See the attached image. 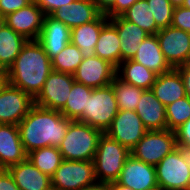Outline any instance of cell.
Wrapping results in <instances>:
<instances>
[{
  "instance_id": "6da1fadb",
  "label": "cell",
  "mask_w": 190,
  "mask_h": 190,
  "mask_svg": "<svg viewBox=\"0 0 190 190\" xmlns=\"http://www.w3.org/2000/svg\"><path fill=\"white\" fill-rule=\"evenodd\" d=\"M71 121L58 110L34 104L18 124L25 152L48 146L59 148Z\"/></svg>"
},
{
  "instance_id": "7a4b0ae2",
  "label": "cell",
  "mask_w": 190,
  "mask_h": 190,
  "mask_svg": "<svg viewBox=\"0 0 190 190\" xmlns=\"http://www.w3.org/2000/svg\"><path fill=\"white\" fill-rule=\"evenodd\" d=\"M51 72V59L42 45L37 40H27L6 71L7 82L35 99Z\"/></svg>"
},
{
  "instance_id": "3957f363",
  "label": "cell",
  "mask_w": 190,
  "mask_h": 190,
  "mask_svg": "<svg viewBox=\"0 0 190 190\" xmlns=\"http://www.w3.org/2000/svg\"><path fill=\"white\" fill-rule=\"evenodd\" d=\"M102 134L100 130L91 127L87 123L72 120L58 148L63 160H94L98 140Z\"/></svg>"
},
{
  "instance_id": "277c9868",
  "label": "cell",
  "mask_w": 190,
  "mask_h": 190,
  "mask_svg": "<svg viewBox=\"0 0 190 190\" xmlns=\"http://www.w3.org/2000/svg\"><path fill=\"white\" fill-rule=\"evenodd\" d=\"M130 150L118 141L103 133L94 157L95 178L97 182L108 183L118 180Z\"/></svg>"
},
{
  "instance_id": "5b68a950",
  "label": "cell",
  "mask_w": 190,
  "mask_h": 190,
  "mask_svg": "<svg viewBox=\"0 0 190 190\" xmlns=\"http://www.w3.org/2000/svg\"><path fill=\"white\" fill-rule=\"evenodd\" d=\"M119 108L112 85L92 89L87 109L77 120L105 133L111 126Z\"/></svg>"
},
{
  "instance_id": "8992f818",
  "label": "cell",
  "mask_w": 190,
  "mask_h": 190,
  "mask_svg": "<svg viewBox=\"0 0 190 190\" xmlns=\"http://www.w3.org/2000/svg\"><path fill=\"white\" fill-rule=\"evenodd\" d=\"M96 182L93 160H63L51 176L52 190H81Z\"/></svg>"
},
{
  "instance_id": "52a82bcc",
  "label": "cell",
  "mask_w": 190,
  "mask_h": 190,
  "mask_svg": "<svg viewBox=\"0 0 190 190\" xmlns=\"http://www.w3.org/2000/svg\"><path fill=\"white\" fill-rule=\"evenodd\" d=\"M176 133L173 130H150L130 151L135 158L156 166L165 156L176 149Z\"/></svg>"
},
{
  "instance_id": "ba28073f",
  "label": "cell",
  "mask_w": 190,
  "mask_h": 190,
  "mask_svg": "<svg viewBox=\"0 0 190 190\" xmlns=\"http://www.w3.org/2000/svg\"><path fill=\"white\" fill-rule=\"evenodd\" d=\"M156 179L161 190H189L190 168L178 149H174L156 166Z\"/></svg>"
},
{
  "instance_id": "9c48e42d",
  "label": "cell",
  "mask_w": 190,
  "mask_h": 190,
  "mask_svg": "<svg viewBox=\"0 0 190 190\" xmlns=\"http://www.w3.org/2000/svg\"><path fill=\"white\" fill-rule=\"evenodd\" d=\"M74 81L73 74L52 70L34 104L60 111L67 102Z\"/></svg>"
},
{
  "instance_id": "30bf717a",
  "label": "cell",
  "mask_w": 190,
  "mask_h": 190,
  "mask_svg": "<svg viewBox=\"0 0 190 190\" xmlns=\"http://www.w3.org/2000/svg\"><path fill=\"white\" fill-rule=\"evenodd\" d=\"M34 105V99L8 82L0 91V124L18 125Z\"/></svg>"
},
{
  "instance_id": "8fae6325",
  "label": "cell",
  "mask_w": 190,
  "mask_h": 190,
  "mask_svg": "<svg viewBox=\"0 0 190 190\" xmlns=\"http://www.w3.org/2000/svg\"><path fill=\"white\" fill-rule=\"evenodd\" d=\"M147 131L135 111L119 110L105 134L131 151Z\"/></svg>"
},
{
  "instance_id": "7c38bea8",
  "label": "cell",
  "mask_w": 190,
  "mask_h": 190,
  "mask_svg": "<svg viewBox=\"0 0 190 190\" xmlns=\"http://www.w3.org/2000/svg\"><path fill=\"white\" fill-rule=\"evenodd\" d=\"M160 49L172 68L184 65L190 52V33L168 26L157 33Z\"/></svg>"
},
{
  "instance_id": "4fadbf2b",
  "label": "cell",
  "mask_w": 190,
  "mask_h": 190,
  "mask_svg": "<svg viewBox=\"0 0 190 190\" xmlns=\"http://www.w3.org/2000/svg\"><path fill=\"white\" fill-rule=\"evenodd\" d=\"M116 76V67L98 56L83 58L73 78L92 89L106 87Z\"/></svg>"
},
{
  "instance_id": "5bb4252c",
  "label": "cell",
  "mask_w": 190,
  "mask_h": 190,
  "mask_svg": "<svg viewBox=\"0 0 190 190\" xmlns=\"http://www.w3.org/2000/svg\"><path fill=\"white\" fill-rule=\"evenodd\" d=\"M43 10L33 0L27 6L5 16V24L26 40H37L42 31Z\"/></svg>"
},
{
  "instance_id": "9a60e30c",
  "label": "cell",
  "mask_w": 190,
  "mask_h": 190,
  "mask_svg": "<svg viewBox=\"0 0 190 190\" xmlns=\"http://www.w3.org/2000/svg\"><path fill=\"white\" fill-rule=\"evenodd\" d=\"M117 182L133 190H149L159 188L155 166L129 155L121 170Z\"/></svg>"
},
{
  "instance_id": "2e32d148",
  "label": "cell",
  "mask_w": 190,
  "mask_h": 190,
  "mask_svg": "<svg viewBox=\"0 0 190 190\" xmlns=\"http://www.w3.org/2000/svg\"><path fill=\"white\" fill-rule=\"evenodd\" d=\"M37 41L52 60L71 42V29L51 15H45Z\"/></svg>"
},
{
  "instance_id": "e0dca14e",
  "label": "cell",
  "mask_w": 190,
  "mask_h": 190,
  "mask_svg": "<svg viewBox=\"0 0 190 190\" xmlns=\"http://www.w3.org/2000/svg\"><path fill=\"white\" fill-rule=\"evenodd\" d=\"M26 158L18 125L0 124V169H8Z\"/></svg>"
},
{
  "instance_id": "ac0fdd59",
  "label": "cell",
  "mask_w": 190,
  "mask_h": 190,
  "mask_svg": "<svg viewBox=\"0 0 190 190\" xmlns=\"http://www.w3.org/2000/svg\"><path fill=\"white\" fill-rule=\"evenodd\" d=\"M135 112L144 127L150 130H166V107L155 97L151 89L144 90Z\"/></svg>"
},
{
  "instance_id": "d6986e66",
  "label": "cell",
  "mask_w": 190,
  "mask_h": 190,
  "mask_svg": "<svg viewBox=\"0 0 190 190\" xmlns=\"http://www.w3.org/2000/svg\"><path fill=\"white\" fill-rule=\"evenodd\" d=\"M116 27L120 37L121 62L133 59L139 44L149 35L135 23L124 19L121 15L109 18Z\"/></svg>"
},
{
  "instance_id": "ffe728a7",
  "label": "cell",
  "mask_w": 190,
  "mask_h": 190,
  "mask_svg": "<svg viewBox=\"0 0 190 190\" xmlns=\"http://www.w3.org/2000/svg\"><path fill=\"white\" fill-rule=\"evenodd\" d=\"M100 14L93 1L75 0L56 9L51 16L72 29L95 20Z\"/></svg>"
},
{
  "instance_id": "44dd1931",
  "label": "cell",
  "mask_w": 190,
  "mask_h": 190,
  "mask_svg": "<svg viewBox=\"0 0 190 190\" xmlns=\"http://www.w3.org/2000/svg\"><path fill=\"white\" fill-rule=\"evenodd\" d=\"M7 170L20 190H52L51 177L42 173L28 158Z\"/></svg>"
},
{
  "instance_id": "7402d4cb",
  "label": "cell",
  "mask_w": 190,
  "mask_h": 190,
  "mask_svg": "<svg viewBox=\"0 0 190 190\" xmlns=\"http://www.w3.org/2000/svg\"><path fill=\"white\" fill-rule=\"evenodd\" d=\"M106 14L71 29V43L79 48L84 58L95 56V47L102 27L109 21Z\"/></svg>"
},
{
  "instance_id": "603a6c76",
  "label": "cell",
  "mask_w": 190,
  "mask_h": 190,
  "mask_svg": "<svg viewBox=\"0 0 190 190\" xmlns=\"http://www.w3.org/2000/svg\"><path fill=\"white\" fill-rule=\"evenodd\" d=\"M157 75L166 73L172 69L165 60L160 49L157 35H148L140 44L136 55L132 59Z\"/></svg>"
},
{
  "instance_id": "cb8c5ba5",
  "label": "cell",
  "mask_w": 190,
  "mask_h": 190,
  "mask_svg": "<svg viewBox=\"0 0 190 190\" xmlns=\"http://www.w3.org/2000/svg\"><path fill=\"white\" fill-rule=\"evenodd\" d=\"M151 90L165 107L186 96L182 78L175 68L157 75Z\"/></svg>"
},
{
  "instance_id": "d4e9b609",
  "label": "cell",
  "mask_w": 190,
  "mask_h": 190,
  "mask_svg": "<svg viewBox=\"0 0 190 190\" xmlns=\"http://www.w3.org/2000/svg\"><path fill=\"white\" fill-rule=\"evenodd\" d=\"M120 37L116 27L108 21L100 31L95 47V56L117 67L121 63Z\"/></svg>"
},
{
  "instance_id": "484cf974",
  "label": "cell",
  "mask_w": 190,
  "mask_h": 190,
  "mask_svg": "<svg viewBox=\"0 0 190 190\" xmlns=\"http://www.w3.org/2000/svg\"><path fill=\"white\" fill-rule=\"evenodd\" d=\"M116 75L122 81L144 90L151 89L157 77L156 73L132 59L121 62L116 67Z\"/></svg>"
},
{
  "instance_id": "4316f807",
  "label": "cell",
  "mask_w": 190,
  "mask_h": 190,
  "mask_svg": "<svg viewBox=\"0 0 190 190\" xmlns=\"http://www.w3.org/2000/svg\"><path fill=\"white\" fill-rule=\"evenodd\" d=\"M26 42L23 36L4 24L0 30V70L7 71Z\"/></svg>"
},
{
  "instance_id": "83f0119b",
  "label": "cell",
  "mask_w": 190,
  "mask_h": 190,
  "mask_svg": "<svg viewBox=\"0 0 190 190\" xmlns=\"http://www.w3.org/2000/svg\"><path fill=\"white\" fill-rule=\"evenodd\" d=\"M91 92L92 88L74 81L67 102L60 112L69 120H78L82 116L84 109H87Z\"/></svg>"
},
{
  "instance_id": "f1b7e54d",
  "label": "cell",
  "mask_w": 190,
  "mask_h": 190,
  "mask_svg": "<svg viewBox=\"0 0 190 190\" xmlns=\"http://www.w3.org/2000/svg\"><path fill=\"white\" fill-rule=\"evenodd\" d=\"M27 158L42 173L50 177L63 161L59 149L53 146L35 149L27 154Z\"/></svg>"
},
{
  "instance_id": "f546056e",
  "label": "cell",
  "mask_w": 190,
  "mask_h": 190,
  "mask_svg": "<svg viewBox=\"0 0 190 190\" xmlns=\"http://www.w3.org/2000/svg\"><path fill=\"white\" fill-rule=\"evenodd\" d=\"M121 16L145 30L149 35L156 34L160 29L156 26L147 0H137Z\"/></svg>"
},
{
  "instance_id": "4dcf8cb0",
  "label": "cell",
  "mask_w": 190,
  "mask_h": 190,
  "mask_svg": "<svg viewBox=\"0 0 190 190\" xmlns=\"http://www.w3.org/2000/svg\"><path fill=\"white\" fill-rule=\"evenodd\" d=\"M119 110L135 111L144 89L130 85L117 77L111 82Z\"/></svg>"
},
{
  "instance_id": "1f68e13d",
  "label": "cell",
  "mask_w": 190,
  "mask_h": 190,
  "mask_svg": "<svg viewBox=\"0 0 190 190\" xmlns=\"http://www.w3.org/2000/svg\"><path fill=\"white\" fill-rule=\"evenodd\" d=\"M83 54L71 42L60 51L52 60V70L73 74L83 61Z\"/></svg>"
},
{
  "instance_id": "d6a6232c",
  "label": "cell",
  "mask_w": 190,
  "mask_h": 190,
  "mask_svg": "<svg viewBox=\"0 0 190 190\" xmlns=\"http://www.w3.org/2000/svg\"><path fill=\"white\" fill-rule=\"evenodd\" d=\"M190 119V99L185 96L166 106L167 129L175 131Z\"/></svg>"
},
{
  "instance_id": "836d02e7",
  "label": "cell",
  "mask_w": 190,
  "mask_h": 190,
  "mask_svg": "<svg viewBox=\"0 0 190 190\" xmlns=\"http://www.w3.org/2000/svg\"><path fill=\"white\" fill-rule=\"evenodd\" d=\"M159 29L171 26L174 6L169 0H147Z\"/></svg>"
},
{
  "instance_id": "e575fe53",
  "label": "cell",
  "mask_w": 190,
  "mask_h": 190,
  "mask_svg": "<svg viewBox=\"0 0 190 190\" xmlns=\"http://www.w3.org/2000/svg\"><path fill=\"white\" fill-rule=\"evenodd\" d=\"M171 26L190 33V9L183 6L175 7Z\"/></svg>"
},
{
  "instance_id": "d590c367",
  "label": "cell",
  "mask_w": 190,
  "mask_h": 190,
  "mask_svg": "<svg viewBox=\"0 0 190 190\" xmlns=\"http://www.w3.org/2000/svg\"><path fill=\"white\" fill-rule=\"evenodd\" d=\"M32 1L33 0H0V15L5 17L9 13L27 6Z\"/></svg>"
},
{
  "instance_id": "8d00e7d4",
  "label": "cell",
  "mask_w": 190,
  "mask_h": 190,
  "mask_svg": "<svg viewBox=\"0 0 190 190\" xmlns=\"http://www.w3.org/2000/svg\"><path fill=\"white\" fill-rule=\"evenodd\" d=\"M43 10L45 15H51L56 9L63 5L71 4L75 0H34Z\"/></svg>"
},
{
  "instance_id": "74e56055",
  "label": "cell",
  "mask_w": 190,
  "mask_h": 190,
  "mask_svg": "<svg viewBox=\"0 0 190 190\" xmlns=\"http://www.w3.org/2000/svg\"><path fill=\"white\" fill-rule=\"evenodd\" d=\"M137 0H116L115 4L105 13L109 18L119 16L129 9Z\"/></svg>"
},
{
  "instance_id": "f35d334b",
  "label": "cell",
  "mask_w": 190,
  "mask_h": 190,
  "mask_svg": "<svg viewBox=\"0 0 190 190\" xmlns=\"http://www.w3.org/2000/svg\"><path fill=\"white\" fill-rule=\"evenodd\" d=\"M177 144L190 146V119L175 130Z\"/></svg>"
},
{
  "instance_id": "ab89813d",
  "label": "cell",
  "mask_w": 190,
  "mask_h": 190,
  "mask_svg": "<svg viewBox=\"0 0 190 190\" xmlns=\"http://www.w3.org/2000/svg\"><path fill=\"white\" fill-rule=\"evenodd\" d=\"M0 190H20L7 169H0Z\"/></svg>"
},
{
  "instance_id": "60d3db41",
  "label": "cell",
  "mask_w": 190,
  "mask_h": 190,
  "mask_svg": "<svg viewBox=\"0 0 190 190\" xmlns=\"http://www.w3.org/2000/svg\"><path fill=\"white\" fill-rule=\"evenodd\" d=\"M179 73L185 87V94L190 99V68L185 65H180L175 68Z\"/></svg>"
},
{
  "instance_id": "b9f144b4",
  "label": "cell",
  "mask_w": 190,
  "mask_h": 190,
  "mask_svg": "<svg viewBox=\"0 0 190 190\" xmlns=\"http://www.w3.org/2000/svg\"><path fill=\"white\" fill-rule=\"evenodd\" d=\"M97 9L102 13L105 14L114 4L116 0H92Z\"/></svg>"
},
{
  "instance_id": "7bdbcfd3",
  "label": "cell",
  "mask_w": 190,
  "mask_h": 190,
  "mask_svg": "<svg viewBox=\"0 0 190 190\" xmlns=\"http://www.w3.org/2000/svg\"><path fill=\"white\" fill-rule=\"evenodd\" d=\"M176 148L178 149L182 158L185 160V162L190 168V146H183V145L177 144Z\"/></svg>"
},
{
  "instance_id": "ee69618b",
  "label": "cell",
  "mask_w": 190,
  "mask_h": 190,
  "mask_svg": "<svg viewBox=\"0 0 190 190\" xmlns=\"http://www.w3.org/2000/svg\"><path fill=\"white\" fill-rule=\"evenodd\" d=\"M107 190H133L129 187L119 184L117 181L105 183Z\"/></svg>"
},
{
  "instance_id": "f6af8a7d",
  "label": "cell",
  "mask_w": 190,
  "mask_h": 190,
  "mask_svg": "<svg viewBox=\"0 0 190 190\" xmlns=\"http://www.w3.org/2000/svg\"><path fill=\"white\" fill-rule=\"evenodd\" d=\"M81 190H107L105 183L96 182L93 185L85 187Z\"/></svg>"
},
{
  "instance_id": "bcb514c9",
  "label": "cell",
  "mask_w": 190,
  "mask_h": 190,
  "mask_svg": "<svg viewBox=\"0 0 190 190\" xmlns=\"http://www.w3.org/2000/svg\"><path fill=\"white\" fill-rule=\"evenodd\" d=\"M6 83H7L6 71L0 70V91Z\"/></svg>"
},
{
  "instance_id": "7dc6e473",
  "label": "cell",
  "mask_w": 190,
  "mask_h": 190,
  "mask_svg": "<svg viewBox=\"0 0 190 190\" xmlns=\"http://www.w3.org/2000/svg\"><path fill=\"white\" fill-rule=\"evenodd\" d=\"M169 1L174 7H181L184 3V0H169Z\"/></svg>"
},
{
  "instance_id": "c3c4849f",
  "label": "cell",
  "mask_w": 190,
  "mask_h": 190,
  "mask_svg": "<svg viewBox=\"0 0 190 190\" xmlns=\"http://www.w3.org/2000/svg\"><path fill=\"white\" fill-rule=\"evenodd\" d=\"M4 24H5V17L0 15V30L4 26Z\"/></svg>"
},
{
  "instance_id": "681fc988",
  "label": "cell",
  "mask_w": 190,
  "mask_h": 190,
  "mask_svg": "<svg viewBox=\"0 0 190 190\" xmlns=\"http://www.w3.org/2000/svg\"><path fill=\"white\" fill-rule=\"evenodd\" d=\"M182 6L185 7V8L190 9V0H184V3H183Z\"/></svg>"
},
{
  "instance_id": "f907efd6",
  "label": "cell",
  "mask_w": 190,
  "mask_h": 190,
  "mask_svg": "<svg viewBox=\"0 0 190 190\" xmlns=\"http://www.w3.org/2000/svg\"><path fill=\"white\" fill-rule=\"evenodd\" d=\"M184 65L190 68V52Z\"/></svg>"
},
{
  "instance_id": "816d5d0a",
  "label": "cell",
  "mask_w": 190,
  "mask_h": 190,
  "mask_svg": "<svg viewBox=\"0 0 190 190\" xmlns=\"http://www.w3.org/2000/svg\"><path fill=\"white\" fill-rule=\"evenodd\" d=\"M149 190H161L160 188H152V189H149Z\"/></svg>"
}]
</instances>
